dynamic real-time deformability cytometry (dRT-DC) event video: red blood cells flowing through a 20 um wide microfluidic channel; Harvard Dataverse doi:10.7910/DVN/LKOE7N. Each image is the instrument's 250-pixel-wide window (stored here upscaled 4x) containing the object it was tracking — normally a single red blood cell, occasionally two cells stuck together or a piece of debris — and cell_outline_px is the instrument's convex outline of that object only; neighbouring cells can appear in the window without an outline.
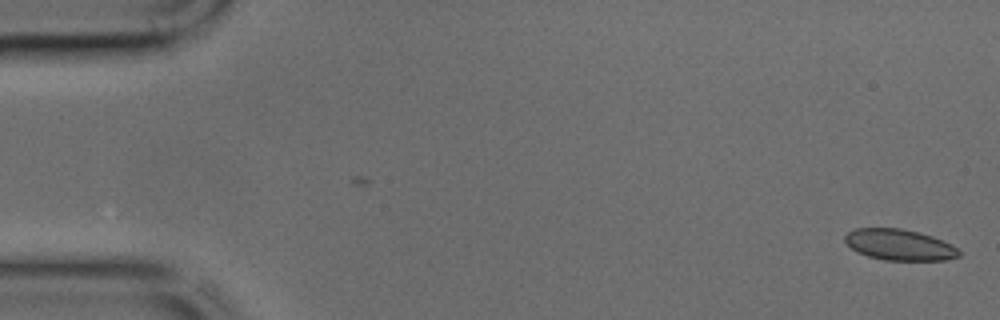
{"species": "common noctule bat (a hibernating species)", "species_latin": "Nyctalus noctula", "temperature_condition": "cold", "stored_images_in_passage": 3, "camera_frame_rate_fps": 3000, "um_per_image_px": 0.085, "animal": {"sex": "male", "body_mass_g": 17.9, "forearm_length_mm": 54.2}, "frame": {"image": 1, "passage_image": 3, "time_ms": 0.667, "image_size_px": [1000, 320], "cell_outline_px": [[960, 256], [944, 260], [884, 260], [868, 256], [856, 252], [844, 240], [844, 236], [848, 232], [856, 228], [900, 228], [920, 232], [932, 236], [956, 248], [960, 252]], "centroid_in_image_um": [76.41, 20.8], "position_along_channel_um": 8.6, "area_um2": 20.46}}